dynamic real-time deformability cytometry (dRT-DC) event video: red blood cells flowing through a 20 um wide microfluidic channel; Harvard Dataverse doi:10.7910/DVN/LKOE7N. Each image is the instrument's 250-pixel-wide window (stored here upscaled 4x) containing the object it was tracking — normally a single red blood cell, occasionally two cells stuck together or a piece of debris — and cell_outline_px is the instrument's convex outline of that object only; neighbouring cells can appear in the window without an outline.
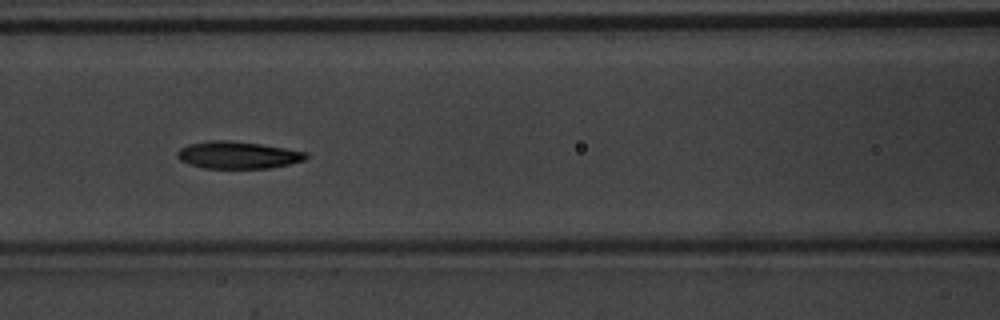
{"species": "common noctule bat (a hibernating species)", "species_latin": "Nyctalus noctula", "temperature_condition": "warm", "stored_images_in_passage": 9, "camera_frame_rate_fps": 3000, "um_per_image_px": 0.085, "animal": {"sex": "male", "body_mass_g": 20.1, "forearm_length_mm": 53.5}, "frame": {"image": 1, "passage_image": 7, "time_ms": 2.0, "image_size_px": [1000, 320], "cell_outline_px": [[308, 156], [304, 160], [288, 164], [268, 168], [204, 168], [180, 160], [176, 156], [176, 152], [180, 148], [188, 144], [208, 140], [232, 140], [260, 144], [308, 152]], "centroid_in_image_um": [20.19, 13.16], "position_along_channel_um": 146.4, "area_um2": 20.35}}
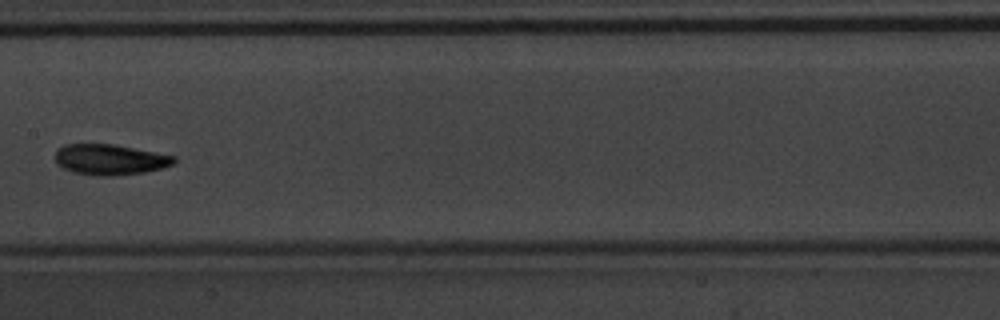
{"frame": {"image": 2, "passage_image": 8, "time_ms": 2.333, "image_size_px": [1000, 320], "cell_outline_px": [[176, 160], [172, 164], [164, 168], [144, 172], [112, 176], [92, 176], [72, 172], [56, 164], [56, 148], [64, 144], [116, 144], [176, 156]], "centroid_in_image_um": [9.33, 13.56], "position_along_channel_um": 198.1, "area_um2": 21.5}}